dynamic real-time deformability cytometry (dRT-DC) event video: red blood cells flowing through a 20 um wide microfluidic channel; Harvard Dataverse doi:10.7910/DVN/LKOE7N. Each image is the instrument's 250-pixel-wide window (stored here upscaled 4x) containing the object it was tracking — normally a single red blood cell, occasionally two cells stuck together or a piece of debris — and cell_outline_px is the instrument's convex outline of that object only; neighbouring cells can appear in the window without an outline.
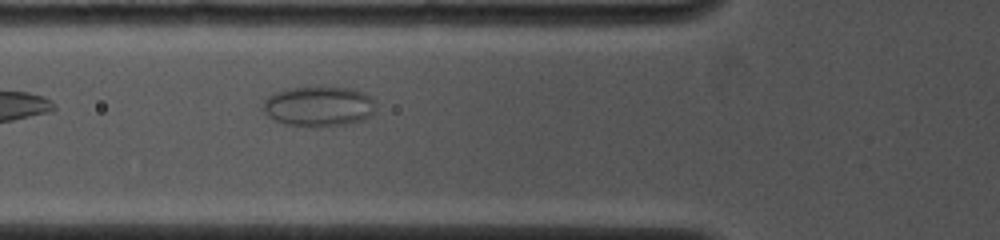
{"species": "common noctule bat (a hibernating species)", "species_latin": "Nyctalus noctula", "temperature_condition": "cold", "stored_images_in_passage": 2, "camera_frame_rate_fps": 4000, "um_per_image_px": 0.085, "animal": {"sex": "female", "body_mass_g": 19.0, "forearm_length_mm": 53.3}, "frame": {"image": 1, "passage_image": 2, "time_ms": 1.25, "image_size_px": [1000, 240], "cell_outline_px": [[376, 108], [364, 120], [348, 124], [320, 128], [316, 128], [284, 124], [268, 116], [260, 108], [264, 100], [268, 96], [276, 92], [288, 88], [352, 88], [364, 92], [372, 100]], "centroid_in_image_um": [27.06, 9.07], "position_along_channel_um": 98.7, "area_um2": 26.53}}